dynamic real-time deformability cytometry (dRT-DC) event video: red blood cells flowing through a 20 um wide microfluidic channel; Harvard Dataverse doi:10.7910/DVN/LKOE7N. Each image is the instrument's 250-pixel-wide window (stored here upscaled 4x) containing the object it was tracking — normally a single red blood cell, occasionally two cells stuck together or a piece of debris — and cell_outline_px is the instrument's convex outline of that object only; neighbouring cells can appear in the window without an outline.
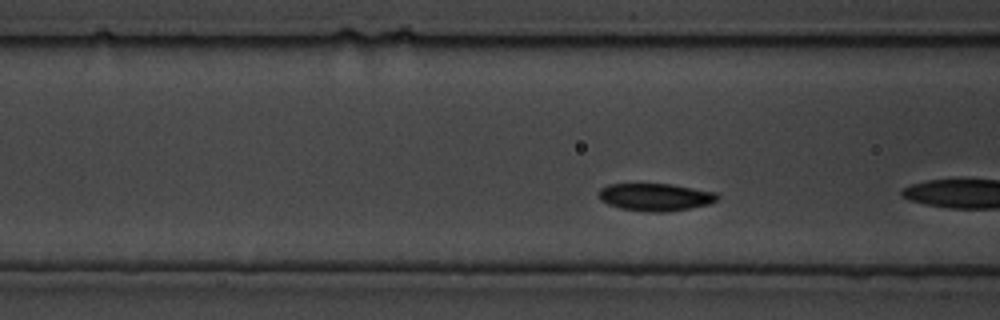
{"species": "common noctule bat (a hibernating species)", "species_latin": "Nyctalus noctula", "temperature_condition": "cold", "stored_images_in_passage": 59, "camera_frame_rate_fps": 3000, "um_per_image_px": 0.085, "animal": {"sex": "male", "body_mass_g": 19.5, "forearm_length_mm": 54.6}, "frame": {"image": 1, "passage_image": 10, "time_ms": 3.0, "image_size_px": [1000, 320], "cell_outline_px": [[720, 196], [716, 200], [708, 204], [668, 212], [644, 212], [620, 208], [608, 204], [600, 200], [600, 188], [608, 184], [672, 184], [716, 192]], "centroid_in_image_um": [55.7, 16.75], "position_along_channel_um": 110.9, "area_um2": 19.02}}
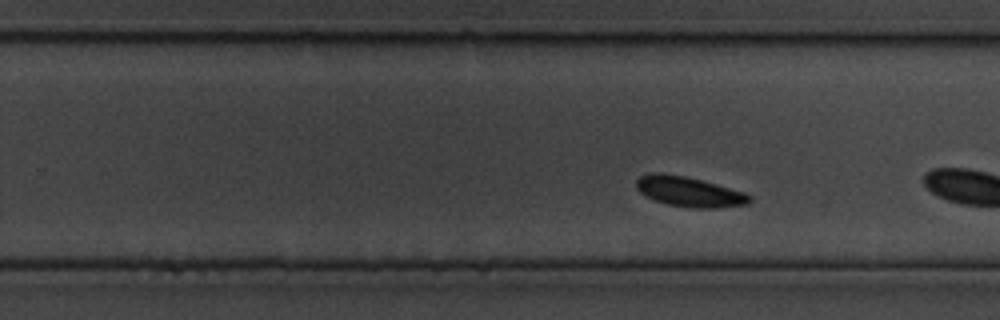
{"frame": {"image": 2, "passage_image": 39, "time_ms": 12.667, "image_size_px": [1000, 320], "cell_outline_px": [[752, 200], [748, 204], [716, 208], [692, 208], [668, 204], [656, 200], [640, 192], [636, 188], [636, 180], [640, 176], [648, 172], [660, 172], [684, 176], [716, 184], [744, 192], [752, 196]], "centroid_in_image_um": [58.58, 16.29], "position_along_channel_um": 271.2, "area_um2": 19.77}}
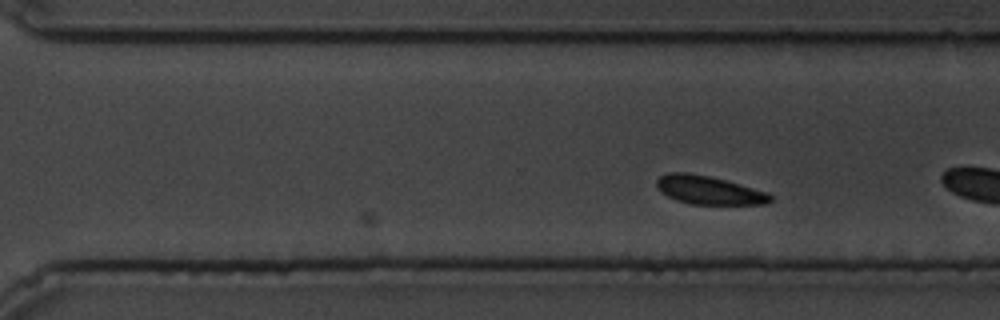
{"frame": {"image": 3, "passage_image": 46, "time_ms": 15.0, "image_size_px": [1000, 320], "cell_outline_px": [[772, 200], [768, 204], [692, 204], [676, 200], [668, 196], [656, 184], [656, 180], [660, 176], [668, 172], [688, 172], [708, 176], [740, 184], [768, 192], [772, 196]], "centroid_in_image_um": [60.28, 16.16], "position_along_channel_um": 310.3, "area_um2": 18.67}}